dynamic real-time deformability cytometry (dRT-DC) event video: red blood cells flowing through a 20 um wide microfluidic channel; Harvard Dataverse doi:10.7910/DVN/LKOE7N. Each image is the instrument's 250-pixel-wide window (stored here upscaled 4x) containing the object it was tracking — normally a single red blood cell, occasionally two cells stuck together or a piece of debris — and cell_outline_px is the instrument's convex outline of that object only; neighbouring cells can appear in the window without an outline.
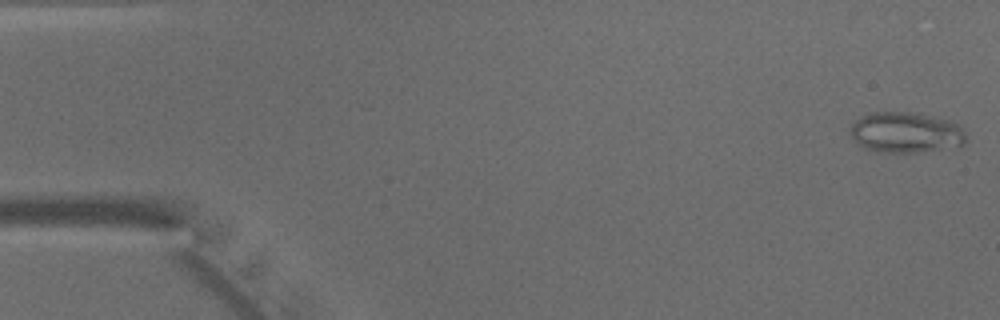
{"species": "common noctule bat (a hibernating species)", "species_latin": "Nyctalus noctula", "temperature_condition": "warm", "stored_images_in_passage": 27, "camera_frame_rate_fps": 3000, "um_per_image_px": 0.085, "animal": {"sex": "male", "body_mass_g": 15.6}, "frame": {"image": 1, "passage_image": 1, "time_ms": 0.0, "image_size_px": [1000, 320], "cell_outline_px": [[968, 140], [964, 144], [912, 152], [888, 152], [864, 148], [848, 132], [848, 128], [856, 120], [868, 112], [920, 112], [948, 120], [960, 124]], "centroid_in_image_um": [76.99, 11.22], "position_along_channel_um": 8.0, "area_um2": 27.28}}
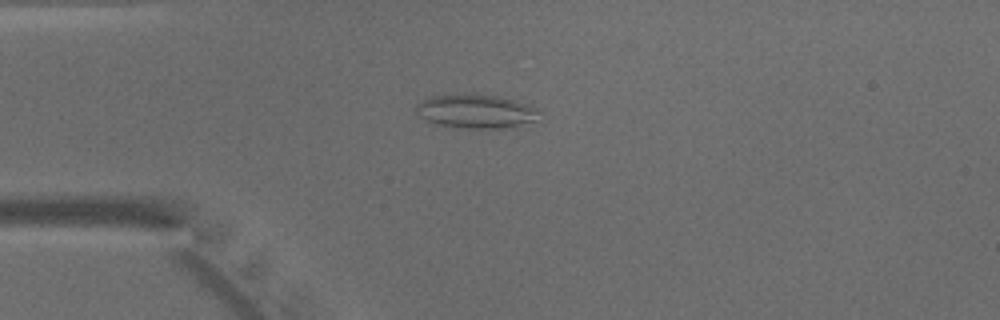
{"frame": {"image": 2, "passage_image": 12, "time_ms": 3.667, "image_size_px": [1000, 320], "cell_outline_px": [[540, 112], [536, 120], [520, 128], [452, 128], [436, 124], [416, 116], [416, 104], [432, 96], [464, 92], [472, 92], [500, 96], [516, 100], [528, 104], [536, 108]], "centroid_in_image_um": [40.47, 9.45], "position_along_channel_um": 44.5, "area_um2": 25.37}}
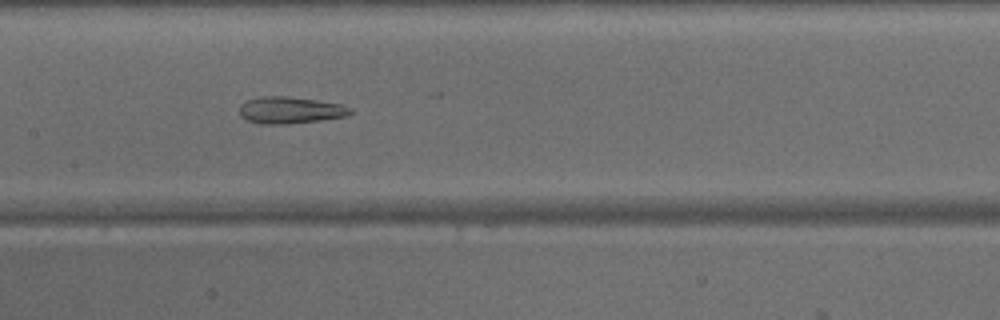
{"frame": {"image": 3, "passage_image": 23, "time_ms": 7.333, "image_size_px": [1000, 320], "cell_outline_px": [[352, 112], [348, 116], [320, 120], [288, 124], [260, 124], [248, 120], [240, 116], [240, 104], [244, 100], [260, 96], [288, 96], [316, 100], [340, 104], [352, 108]], "centroid_in_image_um": [24.64, 9.36], "position_along_channel_um": 182.8, "area_um2": 17.46}}